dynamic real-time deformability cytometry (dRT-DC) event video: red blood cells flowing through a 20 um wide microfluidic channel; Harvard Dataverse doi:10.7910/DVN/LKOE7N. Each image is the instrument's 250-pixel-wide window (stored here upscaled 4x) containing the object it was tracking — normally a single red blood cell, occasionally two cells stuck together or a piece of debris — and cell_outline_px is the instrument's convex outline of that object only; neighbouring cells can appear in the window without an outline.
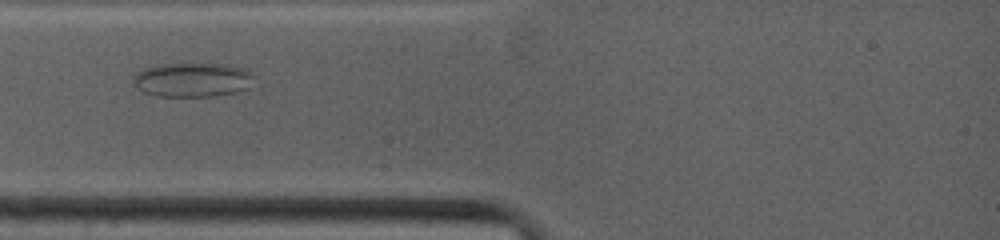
{"species": "common noctule bat (a hibernating species)", "species_latin": "Nyctalus noctula", "temperature_condition": "warm", "stored_images_in_passage": 5, "camera_frame_rate_fps": 4500, "um_per_image_px": 0.085, "animal": {"sex": "female", "body_mass_g": 19.0, "forearm_length_mm": 53.3}, "frame": {"image": 1, "passage_image": 4, "time_ms": 2.667, "image_size_px": [1000, 240], "cell_outline_px": [[252, 76], [244, 88], [236, 92], [212, 96], [156, 96], [144, 92], [132, 80], [132, 76], [136, 72], [144, 68], [156, 64], [228, 64], [240, 68], [248, 72]], "centroid_in_image_um": [16.25, 6.77], "position_along_channel_um": 68.8, "area_um2": 23.58}}